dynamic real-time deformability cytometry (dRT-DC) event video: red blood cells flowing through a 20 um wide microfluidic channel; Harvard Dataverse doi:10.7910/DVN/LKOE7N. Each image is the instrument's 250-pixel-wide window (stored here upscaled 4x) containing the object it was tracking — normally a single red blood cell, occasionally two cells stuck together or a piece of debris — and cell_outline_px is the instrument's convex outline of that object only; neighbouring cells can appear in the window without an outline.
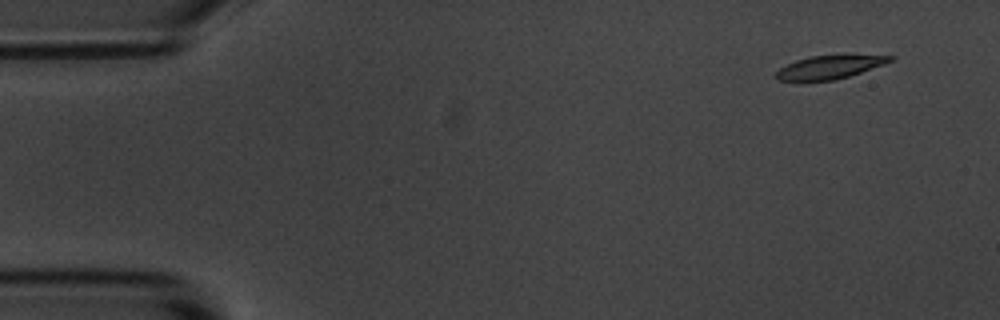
{"species": "common noctule bat (a hibernating species)", "species_latin": "Nyctalus noctula", "temperature_condition": "room temperature", "stored_images_in_passage": 4, "camera_frame_rate_fps": 3000, "um_per_image_px": 0.085, "animal": {"sex": "male", "body_mass_g": 20.1, "forearm_length_mm": 53.5}, "frame": {"image": 1, "passage_image": 1, "time_ms": 0.0, "image_size_px": [1000, 320], "cell_outline_px": [[896, 56], [892, 60], [884, 64], [836, 80], [776, 80], [776, 72], [780, 68], [796, 60], [812, 56]], "centroid_in_image_um": [70.47, 5.72], "position_along_channel_um": 14.5, "area_um2": 14.8}}